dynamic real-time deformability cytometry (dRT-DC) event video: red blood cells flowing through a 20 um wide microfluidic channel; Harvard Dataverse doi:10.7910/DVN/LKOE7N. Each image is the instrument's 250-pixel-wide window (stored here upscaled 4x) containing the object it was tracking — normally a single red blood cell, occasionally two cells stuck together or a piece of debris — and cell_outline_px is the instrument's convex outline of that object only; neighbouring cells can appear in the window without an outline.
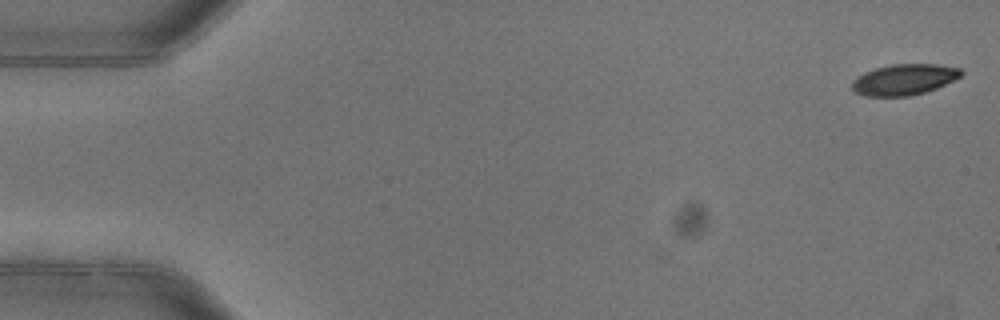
{"species": "common noctule bat (a hibernating species)", "species_latin": "Nyctalus noctula", "temperature_condition": "warm", "stored_images_in_passage": 2, "camera_frame_rate_fps": 3000, "um_per_image_px": 0.085, "animal": {"sex": "female"}, "frame": {"image": 1, "passage_image": 2, "time_ms": 0.333, "image_size_px": [1000, 320], "cell_outline_px": [[964, 72], [960, 76], [936, 88], [924, 92], [908, 96], [864, 96], [856, 92], [852, 88], [852, 80], [864, 72], [876, 68], [892, 64], [936, 64], [960, 68]], "centroid_in_image_um": [76.83, 6.75], "position_along_channel_um": 8.2, "area_um2": 19.48}}